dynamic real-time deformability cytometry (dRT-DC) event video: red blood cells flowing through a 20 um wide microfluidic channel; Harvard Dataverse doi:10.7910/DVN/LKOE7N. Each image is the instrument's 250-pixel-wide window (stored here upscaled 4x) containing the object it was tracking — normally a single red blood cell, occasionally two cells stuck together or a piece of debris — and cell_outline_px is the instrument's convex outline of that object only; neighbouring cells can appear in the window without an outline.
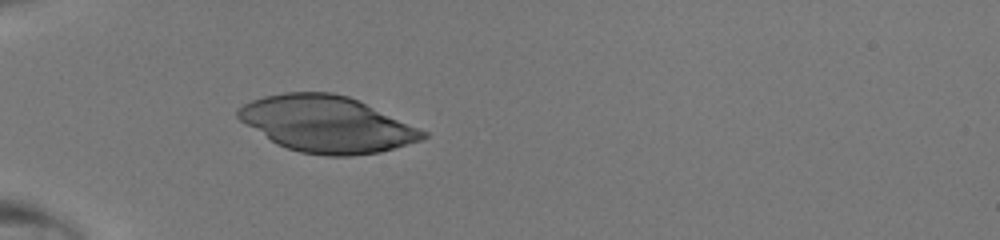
{"species": "human", "species_latin": "Homo sapiens", "temperature_condition": "room temperature", "stored_images_in_passage": 30, "camera_frame_rate_fps": 3000, "um_per_image_px": 0.085, "donor": {"sex": "male"}, "frame": {"image": 1, "passage_image": 1, "time_ms": 0.0, "image_size_px": [1000, 240], "cell_outline_px": [[428, 136], [424, 140], [380, 152], [352, 156], [328, 156], [300, 152], [276, 144], [240, 120], [236, 116], [236, 112], [244, 104], [252, 100], [264, 96], [284, 92], [332, 92], [348, 96], [428, 132]], "centroid_in_image_um": [27.79, 10.56], "position_along_channel_um": 57.2, "area_um2": 60.29}}